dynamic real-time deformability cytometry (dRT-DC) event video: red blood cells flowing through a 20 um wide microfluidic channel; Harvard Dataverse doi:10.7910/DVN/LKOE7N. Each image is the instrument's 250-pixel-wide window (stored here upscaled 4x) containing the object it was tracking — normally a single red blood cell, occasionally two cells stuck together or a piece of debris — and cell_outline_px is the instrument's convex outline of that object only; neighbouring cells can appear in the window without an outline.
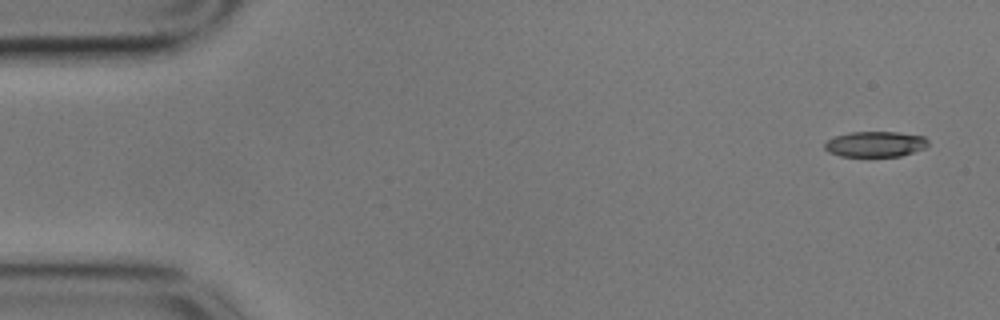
{"species": "common noctule bat (a hibernating species)", "species_latin": "Nyctalus noctula", "temperature_condition": "cold", "stored_images_in_passage": 15, "camera_frame_rate_fps": 3000, "um_per_image_px": 0.085, "animal": {"sex": "male", "body_mass_g": 17.9}, "frame": {"image": 1, "passage_image": 1, "time_ms": 0.0, "image_size_px": [1000, 320], "cell_outline_px": [[928, 144], [924, 148], [900, 156], [840, 156], [828, 152], [824, 148], [824, 144], [828, 140], [836, 136], [848, 132], [900, 132], [924, 136], [928, 140]], "centroid_in_image_um": [74.39, 12.24], "position_along_channel_um": 10.6, "area_um2": 15.37}}
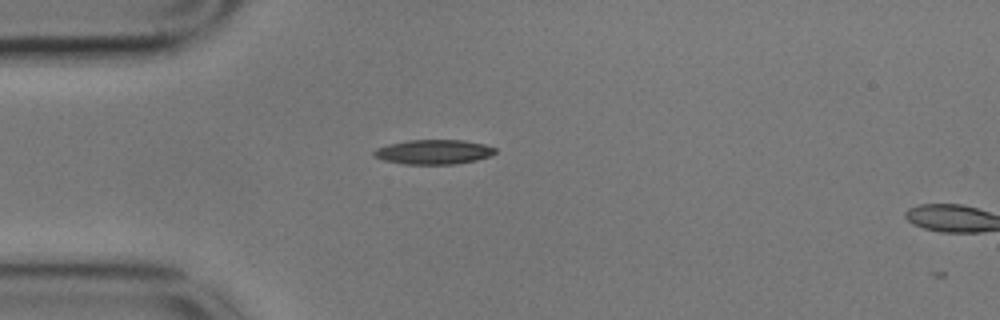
{"frame": {"image": 2, "passage_image": 13, "time_ms": 4.0, "image_size_px": [1000, 320], "cell_outline_px": [[496, 152], [488, 156], [476, 160], [456, 164], [404, 164], [384, 160], [372, 156], [372, 152], [376, 148], [388, 144], [408, 140], [464, 140], [484, 144], [496, 148]], "centroid_in_image_um": [36.83, 12.91], "position_along_channel_um": 48.2, "area_um2": 17.4}}